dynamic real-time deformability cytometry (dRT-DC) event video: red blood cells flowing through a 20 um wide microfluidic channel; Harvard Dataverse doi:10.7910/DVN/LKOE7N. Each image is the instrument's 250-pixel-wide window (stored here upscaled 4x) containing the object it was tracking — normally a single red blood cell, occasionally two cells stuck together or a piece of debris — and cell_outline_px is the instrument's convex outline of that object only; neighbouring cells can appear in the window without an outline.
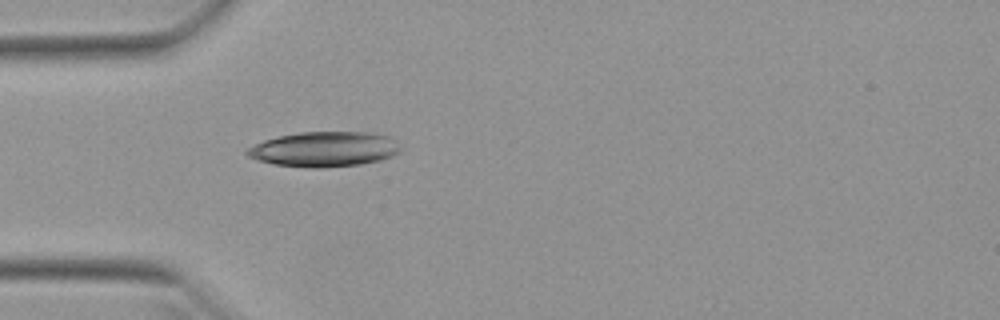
{"species": "Egyptian fruit bat (a non-hibernating species)", "species_latin": "Rousettus aegyptiacus", "temperature_condition": "warm", "stored_images_in_passage": 23, "camera_frame_rate_fps": 3000, "um_per_image_px": 0.085, "animal": {"sex": "female"}, "frame": {"image": 1, "passage_image": 1, "time_ms": 0.0, "image_size_px": [1000, 320], "cell_outline_px": [[400, 152], [392, 156], [380, 160], [360, 164], [320, 168], [312, 168], [276, 164], [260, 160], [248, 156], [244, 152], [248, 148], [264, 140], [280, 136], [300, 132], [364, 132], [388, 136], [400, 148]], "centroid_in_image_um": [27.56, 12.68], "position_along_channel_um": 57.4, "area_um2": 30.87}}
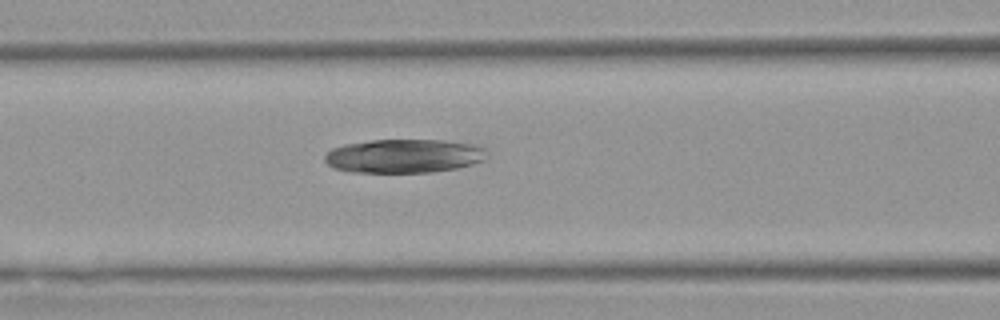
{"frame": {"image": 2, "passage_image": 7, "time_ms": 2.0, "image_size_px": [1000, 320], "cell_outline_px": [[488, 156], [484, 160], [472, 164], [456, 168], [432, 172], [352, 172], [336, 168], [328, 164], [324, 160], [324, 156], [332, 148], [344, 144], [372, 140], [444, 140], [472, 144], [484, 148]], "centroid_in_image_um": [34.34, 13.25], "position_along_channel_um": 132.3, "area_um2": 31.85}}
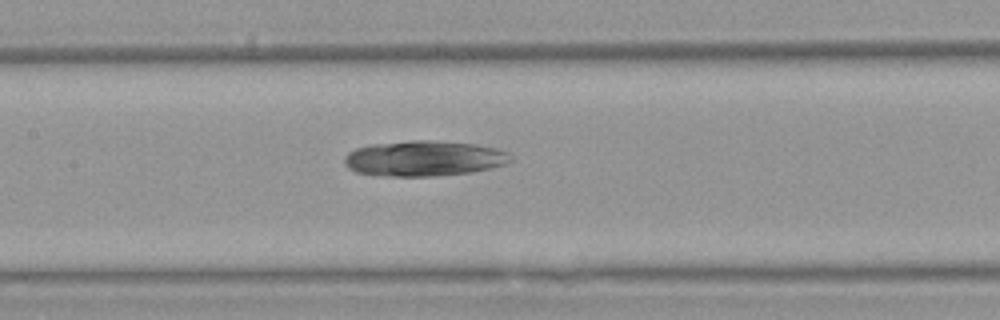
{"frame": {"image": 3, "passage_image": 10, "time_ms": 3.0, "image_size_px": [1000, 320], "cell_outline_px": [[512, 160], [504, 164], [472, 172], [436, 176], [384, 176], [356, 172], [348, 168], [344, 164], [344, 156], [348, 152], [356, 148], [372, 144], [412, 140], [432, 140], [476, 144], [496, 148], [508, 152]], "centroid_in_image_um": [36.01, 13.46], "position_along_channel_um": 171.4, "area_um2": 34.39}}